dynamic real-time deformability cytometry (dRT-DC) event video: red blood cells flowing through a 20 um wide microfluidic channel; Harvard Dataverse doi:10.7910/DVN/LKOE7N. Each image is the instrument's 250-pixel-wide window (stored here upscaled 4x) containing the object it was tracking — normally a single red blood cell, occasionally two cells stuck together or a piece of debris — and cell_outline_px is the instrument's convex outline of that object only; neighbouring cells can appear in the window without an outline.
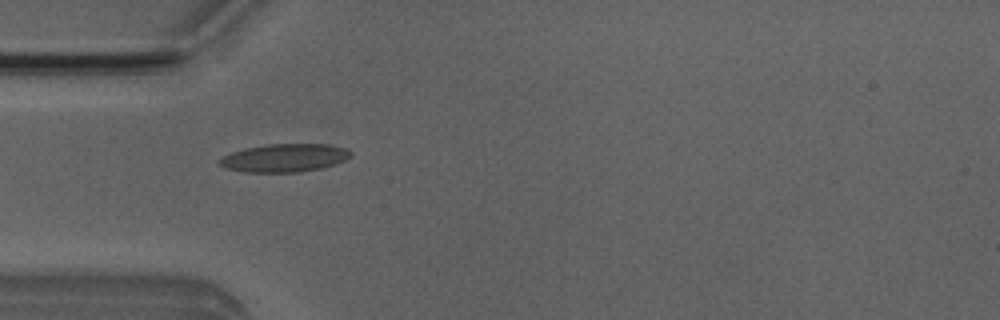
{"species": "Egyptian fruit bat (a non-hibernating species)", "species_latin": "Rousettus aegyptiacus", "temperature_condition": "room temperature", "stored_images_in_passage": 6, "camera_frame_rate_fps": 3000, "um_per_image_px": 0.085, "animal": {"sex": "male"}, "frame": {"image": 1, "passage_image": 4, "time_ms": 4.333, "image_size_px": [1000, 320], "cell_outline_px": [[352, 156], [336, 164], [320, 168], [300, 172], [244, 172], [224, 168], [216, 160], [232, 152], [244, 148], [268, 144], [328, 144], [344, 148], [352, 152]], "centroid_in_image_um": [24.16, 13.42], "position_along_channel_um": 60.8, "area_um2": 21.56}}